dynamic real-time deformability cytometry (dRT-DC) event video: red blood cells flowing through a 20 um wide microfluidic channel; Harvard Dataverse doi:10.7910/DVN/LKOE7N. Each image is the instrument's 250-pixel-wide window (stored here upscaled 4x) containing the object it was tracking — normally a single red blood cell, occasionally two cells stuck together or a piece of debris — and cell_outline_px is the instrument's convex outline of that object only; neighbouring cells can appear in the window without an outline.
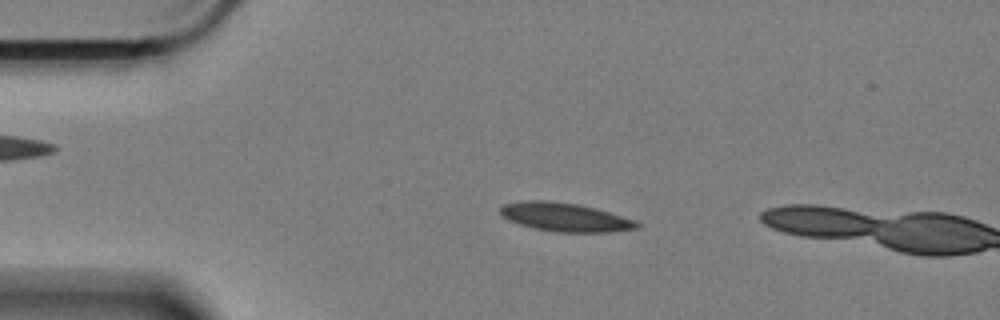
{"species": "Egyptian fruit bat (a non-hibernating species)", "species_latin": "Rousettus aegyptiacus", "temperature_condition": "cold", "stored_images_in_passage": 14, "camera_frame_rate_fps": 3000, "um_per_image_px": 0.085, "animal": {"sex": "female"}, "frame": {"image": 1, "passage_image": 12, "time_ms": 3.667, "image_size_px": [1000, 320], "cell_outline_px": [[640, 228], [608, 232], [556, 232], [532, 228], [508, 220], [500, 216], [500, 204], [524, 200], [544, 200], [576, 204], [596, 208], [636, 220], [640, 224]], "centroid_in_image_um": [47.99, 18.45], "position_along_channel_um": 37.0, "area_um2": 23.0}}